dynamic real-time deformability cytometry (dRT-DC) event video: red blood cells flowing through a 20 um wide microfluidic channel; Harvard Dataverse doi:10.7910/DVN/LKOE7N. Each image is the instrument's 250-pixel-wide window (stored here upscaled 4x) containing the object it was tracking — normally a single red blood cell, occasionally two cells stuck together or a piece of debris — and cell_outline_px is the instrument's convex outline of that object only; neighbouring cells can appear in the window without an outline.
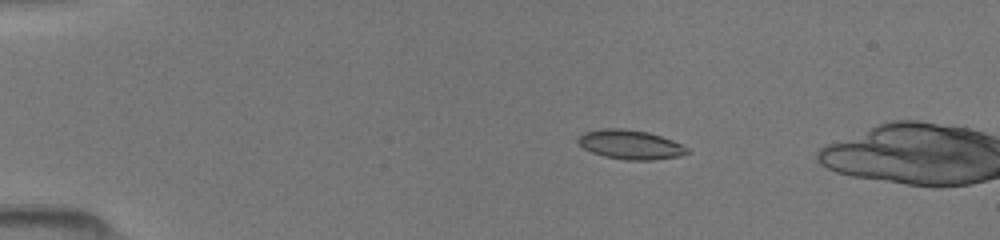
{"species": "common noctule bat (a hibernating species)", "species_latin": "Nyctalus noctula", "temperature_condition": "room temperature", "stored_images_in_passage": 7, "camera_frame_rate_fps": 3000, "um_per_image_px": 0.085, "animal": {"sex": "female", "body_mass_g": 19.5, "forearm_length_mm": 54.1}, "frame": {"image": 1, "passage_image": 5, "time_ms": 2.667, "image_size_px": [1000, 240], "cell_outline_px": [[692, 152], [680, 156], [652, 160], [624, 160], [604, 156], [592, 152], [584, 148], [576, 140], [584, 132], [600, 128], [624, 128], [648, 132], [672, 140], [688, 148]], "centroid_in_image_um": [53.59, 12.29], "position_along_channel_um": 31.4, "area_um2": 18.67}}